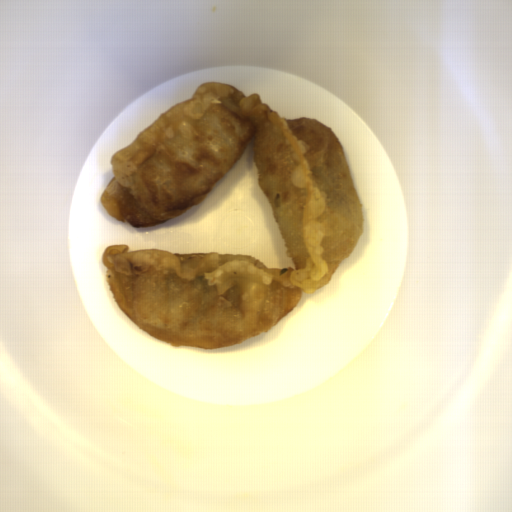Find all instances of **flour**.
Masks as SVG:
<instances>
[{
	"label": "flour",
	"instance_id": "flour-1",
	"mask_svg": "<svg viewBox=\"0 0 512 512\" xmlns=\"http://www.w3.org/2000/svg\"><path fill=\"white\" fill-rule=\"evenodd\" d=\"M252 137L260 189L285 256L269 268L254 256L130 250L107 245L101 260L115 303L170 347L243 344L269 331L303 293L330 283L364 234V210L344 148L323 122L286 118L228 83L205 81L110 156L99 203L133 228L158 226L205 200Z\"/></svg>",
	"mask_w": 512,
	"mask_h": 512
}]
</instances>
